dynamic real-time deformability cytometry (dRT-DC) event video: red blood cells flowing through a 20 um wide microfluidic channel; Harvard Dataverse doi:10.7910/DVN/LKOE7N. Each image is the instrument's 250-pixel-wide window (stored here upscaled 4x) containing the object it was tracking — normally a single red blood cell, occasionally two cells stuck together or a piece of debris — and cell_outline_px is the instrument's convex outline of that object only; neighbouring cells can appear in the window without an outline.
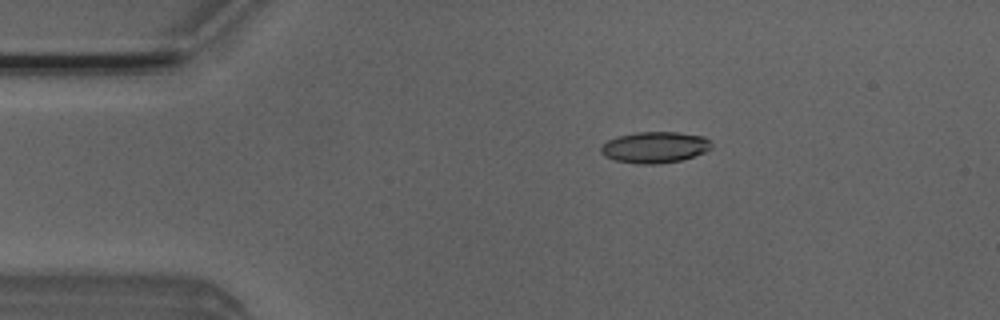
{"species": "Egyptian fruit bat (a non-hibernating species)", "species_latin": "Rousettus aegyptiacus", "temperature_condition": "room temperature", "stored_images_in_passage": 51, "camera_frame_rate_fps": 3000, "um_per_image_px": 0.085, "animal": {"sex": "male"}, "frame": {"image": 1, "passage_image": 9, "time_ms": 2.667, "image_size_px": [1000, 320], "cell_outline_px": [[712, 148], [704, 152], [680, 160], [660, 164], [636, 164], [616, 160], [604, 156], [600, 152], [600, 144], [616, 136], [636, 132], [680, 132], [704, 136], [712, 144]], "centroid_in_image_um": [55.62, 12.51], "position_along_channel_um": 29.4, "area_um2": 20.29}}
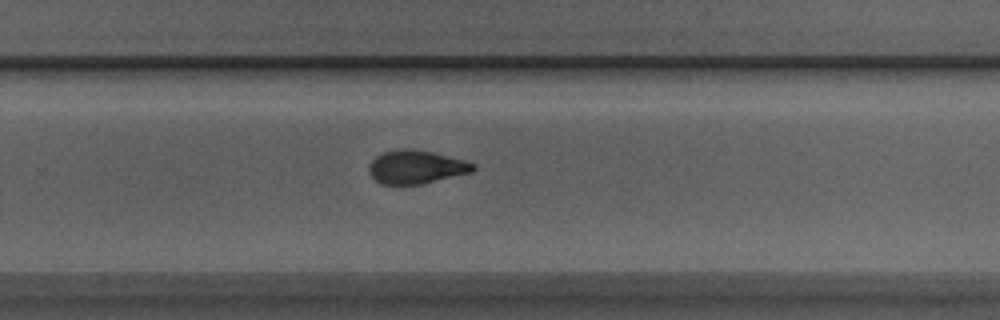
{"frame": {"image": 2, "passage_image": 33, "time_ms": 10.667, "image_size_px": [1000, 320], "cell_outline_px": [[476, 168], [472, 172], [420, 184], [380, 184], [368, 172], [368, 164], [380, 152], [400, 148], [412, 148], [432, 152], [464, 160], [476, 164]], "centroid_in_image_um": [35.33, 14.18], "position_along_channel_um": 294.5, "area_um2": 20.4}}
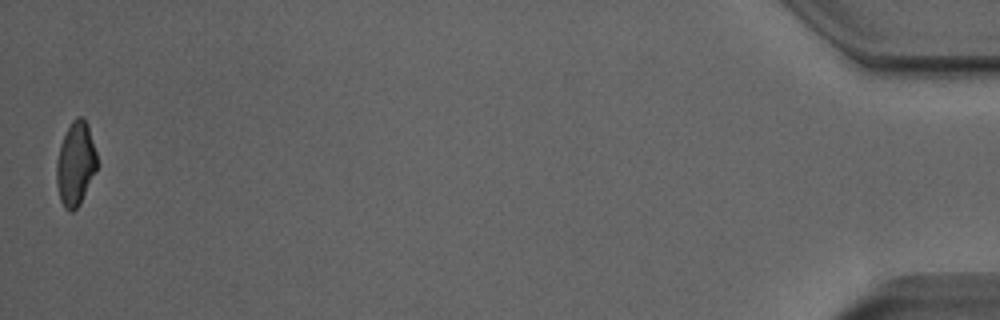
{"frame": {"image": 3, "passage_image": 51, "time_ms": 16.667, "image_size_px": [1000, 320], "cell_outline_px": [[96, 168], [80, 204], [72, 212], [64, 208], [60, 200], [56, 184], [56, 164], [60, 144], [72, 120], [76, 116], [84, 116], [88, 124], [96, 152]], "centroid_in_image_um": [6.4, 13.9], "position_along_channel_um": 428.8, "area_um2": 19.65}, "authors_computed_cell_mechanics": {"area_um2": 20.3456, "velocity_mm_per_s": 3.936, "shape_relaxation_time_tau1_ms": 3.6608, "shape_relaxation_time_tau2_ms": 2.6048, "deformation_change_tau1": 0.142, "deformation_change_tau2": 0.0981}}